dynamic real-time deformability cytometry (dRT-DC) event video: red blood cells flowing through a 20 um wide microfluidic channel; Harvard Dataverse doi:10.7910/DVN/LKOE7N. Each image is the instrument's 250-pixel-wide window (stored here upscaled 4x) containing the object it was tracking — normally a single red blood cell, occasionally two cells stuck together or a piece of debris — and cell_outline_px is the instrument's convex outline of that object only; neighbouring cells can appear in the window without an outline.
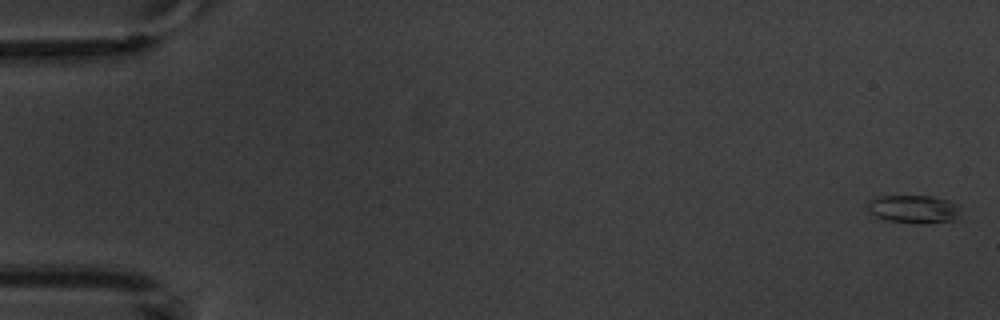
{"species": "common noctule bat (a hibernating species)", "species_latin": "Nyctalus noctula", "temperature_condition": "warm", "stored_images_in_passage": 7, "camera_frame_rate_fps": 3000, "um_per_image_px": 0.085, "animal": {"sex": "male", "body_mass_g": 20.1, "forearm_length_mm": 53.5}, "frame": {"image": 1, "passage_image": 1, "time_ms": 0.0, "image_size_px": [1000, 320], "cell_outline_px": [[960, 220], [916, 224], [912, 224], [884, 220], [868, 212], [868, 200], [876, 196], [932, 196], [948, 200], [960, 204]], "centroid_in_image_um": [77.7, 17.79], "position_along_channel_um": 7.3, "area_um2": 15.78}}
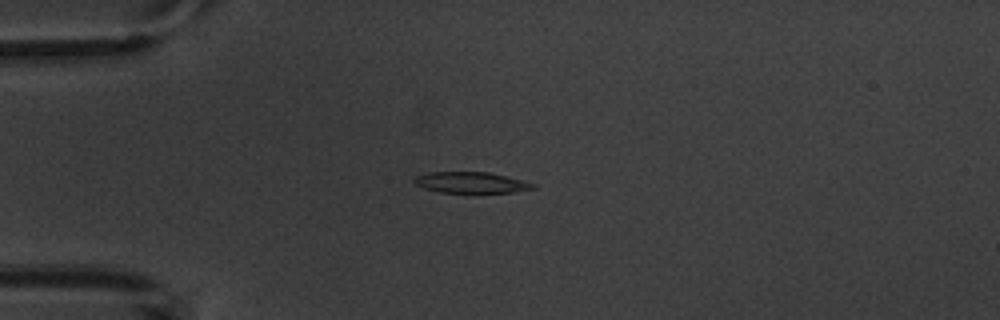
{"frame": {"image": 2, "passage_image": 5, "time_ms": 4.667, "image_size_px": [1000, 320], "cell_outline_px": [[536, 188], [512, 192], [440, 192], [424, 188], [416, 184], [412, 180], [416, 176], [428, 172], [488, 172], [536, 184]], "centroid_in_image_um": [40.0, 15.51], "position_along_channel_um": 45.0, "area_um2": 14.28}}